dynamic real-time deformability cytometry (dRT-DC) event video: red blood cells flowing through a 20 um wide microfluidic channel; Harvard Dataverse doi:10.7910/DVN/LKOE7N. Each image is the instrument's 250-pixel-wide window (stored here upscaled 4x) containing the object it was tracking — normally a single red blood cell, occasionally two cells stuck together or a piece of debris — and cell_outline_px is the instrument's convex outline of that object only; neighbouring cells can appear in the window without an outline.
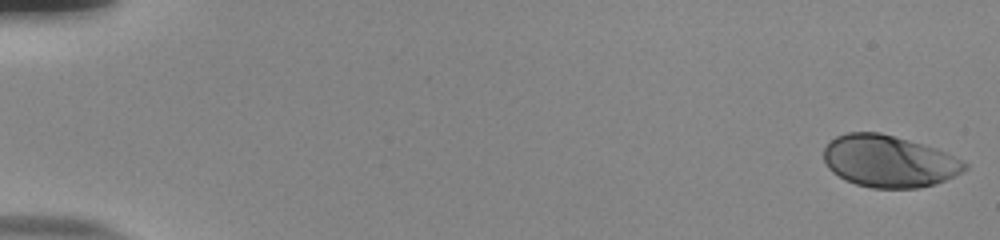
{"species": "human", "species_latin": "Homo sapiens", "temperature_condition": "room temperature", "stored_images_in_passage": 12, "camera_frame_rate_fps": 3000, "um_per_image_px": 0.085, "donor": {"sex": "male"}, "frame": {"image": 1, "passage_image": 1, "time_ms": 0.0, "image_size_px": [1000, 240], "cell_outline_px": [[968, 168], [944, 180], [932, 184], [916, 188], [872, 188], [856, 184], [832, 172], [828, 168], [824, 160], [824, 148], [836, 136], [848, 132], [880, 132], [936, 148], [964, 160], [968, 164]], "centroid_in_image_um": [75.55, 13.7], "position_along_channel_um": 9.4, "area_um2": 42.31}}